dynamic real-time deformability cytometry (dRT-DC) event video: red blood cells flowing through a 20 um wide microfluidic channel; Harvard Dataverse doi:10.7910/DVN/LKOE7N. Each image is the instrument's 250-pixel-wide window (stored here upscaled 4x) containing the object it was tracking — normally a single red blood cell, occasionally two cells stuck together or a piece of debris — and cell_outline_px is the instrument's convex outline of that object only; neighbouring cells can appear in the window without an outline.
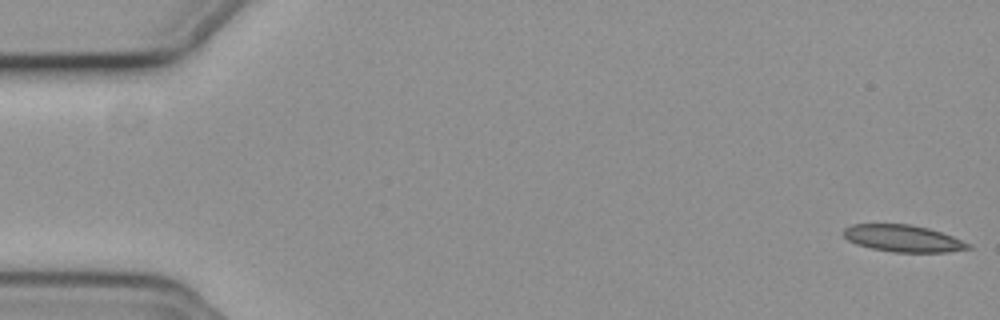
{"species": "common noctule bat (a hibernating species)", "species_latin": "Nyctalus noctula", "temperature_condition": "cold", "stored_images_in_passage": 56, "camera_frame_rate_fps": 3000, "um_per_image_px": 0.085, "animal": {"sex": "female", "body_mass_g": 19.3, "forearm_length_mm": 54.1}, "frame": {"image": 1, "passage_image": 1, "time_ms": 0.0, "image_size_px": [1000, 320], "cell_outline_px": [[972, 248], [948, 252], [892, 252], [872, 248], [856, 244], [848, 240], [844, 236], [844, 228], [852, 224], [912, 224], [928, 228], [952, 236], [972, 244]], "centroid_in_image_um": [76.78, 20.26], "position_along_channel_um": 8.2, "area_um2": 19.54}}
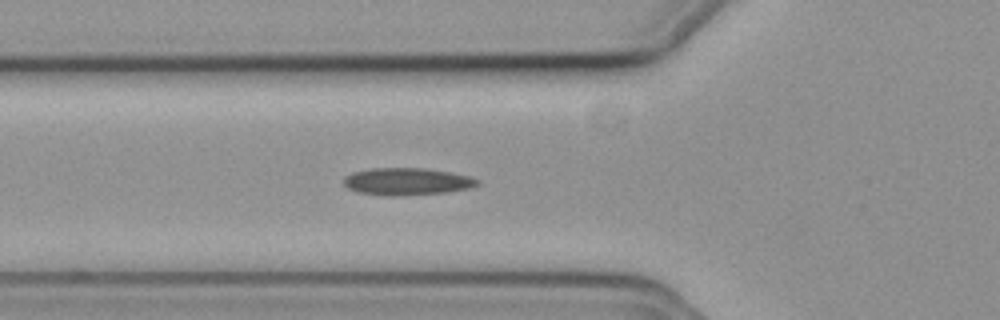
{"frame": {"image": 2, "passage_image": 20, "time_ms": 6.333, "image_size_px": [1000, 320], "cell_outline_px": [[480, 184], [472, 188], [444, 192], [404, 196], [388, 196], [356, 192], [348, 188], [344, 184], [344, 176], [352, 172], [372, 168], [424, 168], [448, 172], [468, 176], [480, 180]], "centroid_in_image_um": [34.58, 15.43], "position_along_channel_um": 91.2, "area_um2": 21.33}}
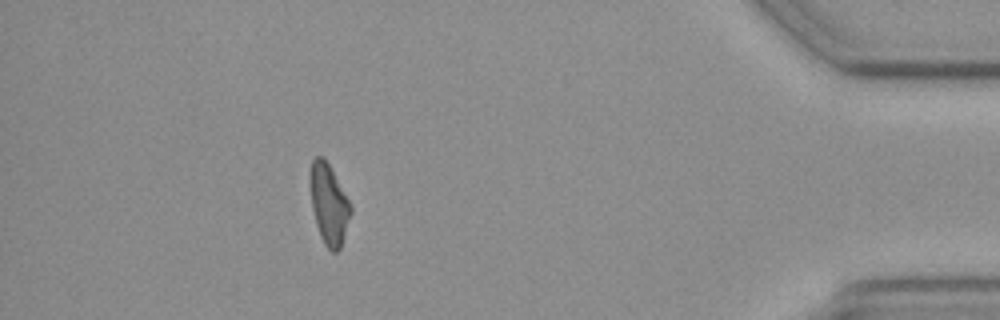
{"frame": {"image": 3, "passage_image": 50, "time_ms": 16.333, "image_size_px": [1000, 320], "cell_outline_px": [[352, 212], [340, 248], [336, 252], [332, 252], [324, 244], [320, 236], [316, 224], [312, 208], [308, 176], [308, 172], [312, 160], [316, 156], [324, 156], [348, 200], [352, 208]], "centroid_in_image_um": [27.92, 17.33], "position_along_channel_um": 407.3, "area_um2": 19.02}}